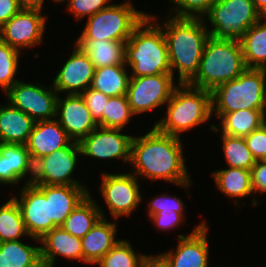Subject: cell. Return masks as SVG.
<instances>
[{
	"label": "cell",
	"instance_id": "1",
	"mask_svg": "<svg viewBox=\"0 0 266 267\" xmlns=\"http://www.w3.org/2000/svg\"><path fill=\"white\" fill-rule=\"evenodd\" d=\"M181 139L159 132L154 126L148 133L133 137L130 163L134 175L150 180H166L189 190L190 175L183 156Z\"/></svg>",
	"mask_w": 266,
	"mask_h": 267
},
{
	"label": "cell",
	"instance_id": "3",
	"mask_svg": "<svg viewBox=\"0 0 266 267\" xmlns=\"http://www.w3.org/2000/svg\"><path fill=\"white\" fill-rule=\"evenodd\" d=\"M155 17L147 14L126 42L125 65L131 67L130 77L171 73L167 43Z\"/></svg>",
	"mask_w": 266,
	"mask_h": 267
},
{
	"label": "cell",
	"instance_id": "46",
	"mask_svg": "<svg viewBox=\"0 0 266 267\" xmlns=\"http://www.w3.org/2000/svg\"><path fill=\"white\" fill-rule=\"evenodd\" d=\"M142 267H165L164 264L156 257L151 256Z\"/></svg>",
	"mask_w": 266,
	"mask_h": 267
},
{
	"label": "cell",
	"instance_id": "8",
	"mask_svg": "<svg viewBox=\"0 0 266 267\" xmlns=\"http://www.w3.org/2000/svg\"><path fill=\"white\" fill-rule=\"evenodd\" d=\"M215 39L240 40L262 15L252 0H217L206 15Z\"/></svg>",
	"mask_w": 266,
	"mask_h": 267
},
{
	"label": "cell",
	"instance_id": "24",
	"mask_svg": "<svg viewBox=\"0 0 266 267\" xmlns=\"http://www.w3.org/2000/svg\"><path fill=\"white\" fill-rule=\"evenodd\" d=\"M35 121L9 102L0 105V143L26 144Z\"/></svg>",
	"mask_w": 266,
	"mask_h": 267
},
{
	"label": "cell",
	"instance_id": "14",
	"mask_svg": "<svg viewBox=\"0 0 266 267\" xmlns=\"http://www.w3.org/2000/svg\"><path fill=\"white\" fill-rule=\"evenodd\" d=\"M207 222H201L187 236H178L176 250L155 255L165 267H209Z\"/></svg>",
	"mask_w": 266,
	"mask_h": 267
},
{
	"label": "cell",
	"instance_id": "22",
	"mask_svg": "<svg viewBox=\"0 0 266 267\" xmlns=\"http://www.w3.org/2000/svg\"><path fill=\"white\" fill-rule=\"evenodd\" d=\"M33 165L26 145L0 143V184L19 183L29 173L33 177Z\"/></svg>",
	"mask_w": 266,
	"mask_h": 267
},
{
	"label": "cell",
	"instance_id": "27",
	"mask_svg": "<svg viewBox=\"0 0 266 267\" xmlns=\"http://www.w3.org/2000/svg\"><path fill=\"white\" fill-rule=\"evenodd\" d=\"M266 110H238L226 113L220 118L222 134L234 137H246L263 126Z\"/></svg>",
	"mask_w": 266,
	"mask_h": 267
},
{
	"label": "cell",
	"instance_id": "38",
	"mask_svg": "<svg viewBox=\"0 0 266 267\" xmlns=\"http://www.w3.org/2000/svg\"><path fill=\"white\" fill-rule=\"evenodd\" d=\"M184 205L182 200L176 196L161 194L148 203L147 215L150 217L157 213H184Z\"/></svg>",
	"mask_w": 266,
	"mask_h": 267
},
{
	"label": "cell",
	"instance_id": "15",
	"mask_svg": "<svg viewBox=\"0 0 266 267\" xmlns=\"http://www.w3.org/2000/svg\"><path fill=\"white\" fill-rule=\"evenodd\" d=\"M122 129L97 126L80 142L81 155L98 159H131V144L134 136L121 134Z\"/></svg>",
	"mask_w": 266,
	"mask_h": 267
},
{
	"label": "cell",
	"instance_id": "43",
	"mask_svg": "<svg viewBox=\"0 0 266 267\" xmlns=\"http://www.w3.org/2000/svg\"><path fill=\"white\" fill-rule=\"evenodd\" d=\"M252 188L255 193L266 192V160H257L251 168Z\"/></svg>",
	"mask_w": 266,
	"mask_h": 267
},
{
	"label": "cell",
	"instance_id": "32",
	"mask_svg": "<svg viewBox=\"0 0 266 267\" xmlns=\"http://www.w3.org/2000/svg\"><path fill=\"white\" fill-rule=\"evenodd\" d=\"M27 235L20 206L11 197L4 205L0 206V243L16 241Z\"/></svg>",
	"mask_w": 266,
	"mask_h": 267
},
{
	"label": "cell",
	"instance_id": "20",
	"mask_svg": "<svg viewBox=\"0 0 266 267\" xmlns=\"http://www.w3.org/2000/svg\"><path fill=\"white\" fill-rule=\"evenodd\" d=\"M49 200L50 218L61 226L70 213L90 193L86 186L74 185H35Z\"/></svg>",
	"mask_w": 266,
	"mask_h": 267
},
{
	"label": "cell",
	"instance_id": "16",
	"mask_svg": "<svg viewBox=\"0 0 266 267\" xmlns=\"http://www.w3.org/2000/svg\"><path fill=\"white\" fill-rule=\"evenodd\" d=\"M13 198L20 206L28 236L34 241L57 227L50 218L49 200L34 184H25L19 200L16 195Z\"/></svg>",
	"mask_w": 266,
	"mask_h": 267
},
{
	"label": "cell",
	"instance_id": "2",
	"mask_svg": "<svg viewBox=\"0 0 266 267\" xmlns=\"http://www.w3.org/2000/svg\"><path fill=\"white\" fill-rule=\"evenodd\" d=\"M169 20V21H168ZM161 25L167 43L171 74L178 70V83L188 84L199 69L210 33L205 19L171 17Z\"/></svg>",
	"mask_w": 266,
	"mask_h": 267
},
{
	"label": "cell",
	"instance_id": "12",
	"mask_svg": "<svg viewBox=\"0 0 266 267\" xmlns=\"http://www.w3.org/2000/svg\"><path fill=\"white\" fill-rule=\"evenodd\" d=\"M101 195L113 218L130 216L142 200L138 178L133 173H102Z\"/></svg>",
	"mask_w": 266,
	"mask_h": 267
},
{
	"label": "cell",
	"instance_id": "13",
	"mask_svg": "<svg viewBox=\"0 0 266 267\" xmlns=\"http://www.w3.org/2000/svg\"><path fill=\"white\" fill-rule=\"evenodd\" d=\"M40 12L22 8L0 27V40L19 51L42 43L47 18Z\"/></svg>",
	"mask_w": 266,
	"mask_h": 267
},
{
	"label": "cell",
	"instance_id": "28",
	"mask_svg": "<svg viewBox=\"0 0 266 267\" xmlns=\"http://www.w3.org/2000/svg\"><path fill=\"white\" fill-rule=\"evenodd\" d=\"M98 205L89 194L70 213L61 227L76 237H84L101 217L105 218L103 210Z\"/></svg>",
	"mask_w": 266,
	"mask_h": 267
},
{
	"label": "cell",
	"instance_id": "40",
	"mask_svg": "<svg viewBox=\"0 0 266 267\" xmlns=\"http://www.w3.org/2000/svg\"><path fill=\"white\" fill-rule=\"evenodd\" d=\"M81 96L84 98L93 119L98 123L103 118V112L110 97L91 87L87 88Z\"/></svg>",
	"mask_w": 266,
	"mask_h": 267
},
{
	"label": "cell",
	"instance_id": "49",
	"mask_svg": "<svg viewBox=\"0 0 266 267\" xmlns=\"http://www.w3.org/2000/svg\"><path fill=\"white\" fill-rule=\"evenodd\" d=\"M53 1L63 3L64 1H67V0H53Z\"/></svg>",
	"mask_w": 266,
	"mask_h": 267
},
{
	"label": "cell",
	"instance_id": "44",
	"mask_svg": "<svg viewBox=\"0 0 266 267\" xmlns=\"http://www.w3.org/2000/svg\"><path fill=\"white\" fill-rule=\"evenodd\" d=\"M21 9L18 0H0V27Z\"/></svg>",
	"mask_w": 266,
	"mask_h": 267
},
{
	"label": "cell",
	"instance_id": "34",
	"mask_svg": "<svg viewBox=\"0 0 266 267\" xmlns=\"http://www.w3.org/2000/svg\"><path fill=\"white\" fill-rule=\"evenodd\" d=\"M223 151L228 167L251 170L256 160L247 147L244 137L222 134Z\"/></svg>",
	"mask_w": 266,
	"mask_h": 267
},
{
	"label": "cell",
	"instance_id": "6",
	"mask_svg": "<svg viewBox=\"0 0 266 267\" xmlns=\"http://www.w3.org/2000/svg\"><path fill=\"white\" fill-rule=\"evenodd\" d=\"M212 115L218 120L238 110H266V69H246L212 92Z\"/></svg>",
	"mask_w": 266,
	"mask_h": 267
},
{
	"label": "cell",
	"instance_id": "21",
	"mask_svg": "<svg viewBox=\"0 0 266 267\" xmlns=\"http://www.w3.org/2000/svg\"><path fill=\"white\" fill-rule=\"evenodd\" d=\"M39 240V243L43 244L40 246L41 261L52 267L55 265L57 255L83 262L81 238L70 234L61 226L53 228Z\"/></svg>",
	"mask_w": 266,
	"mask_h": 267
},
{
	"label": "cell",
	"instance_id": "18",
	"mask_svg": "<svg viewBox=\"0 0 266 267\" xmlns=\"http://www.w3.org/2000/svg\"><path fill=\"white\" fill-rule=\"evenodd\" d=\"M69 59L56 74L53 80V88L67 94H82L91 86L95 74V66L87 54L76 43Z\"/></svg>",
	"mask_w": 266,
	"mask_h": 267
},
{
	"label": "cell",
	"instance_id": "9",
	"mask_svg": "<svg viewBox=\"0 0 266 267\" xmlns=\"http://www.w3.org/2000/svg\"><path fill=\"white\" fill-rule=\"evenodd\" d=\"M81 154L79 142L71 141L66 147L46 155L33 165V177L26 184L85 186L71 177Z\"/></svg>",
	"mask_w": 266,
	"mask_h": 267
},
{
	"label": "cell",
	"instance_id": "33",
	"mask_svg": "<svg viewBox=\"0 0 266 267\" xmlns=\"http://www.w3.org/2000/svg\"><path fill=\"white\" fill-rule=\"evenodd\" d=\"M133 249L128 240H119L96 264L98 267H142L151 256L138 255Z\"/></svg>",
	"mask_w": 266,
	"mask_h": 267
},
{
	"label": "cell",
	"instance_id": "47",
	"mask_svg": "<svg viewBox=\"0 0 266 267\" xmlns=\"http://www.w3.org/2000/svg\"><path fill=\"white\" fill-rule=\"evenodd\" d=\"M257 11L262 15V17H266V0H252Z\"/></svg>",
	"mask_w": 266,
	"mask_h": 267
},
{
	"label": "cell",
	"instance_id": "37",
	"mask_svg": "<svg viewBox=\"0 0 266 267\" xmlns=\"http://www.w3.org/2000/svg\"><path fill=\"white\" fill-rule=\"evenodd\" d=\"M176 7L171 16L175 18L202 19L217 0H170ZM175 15V16H174ZM205 15V16H203Z\"/></svg>",
	"mask_w": 266,
	"mask_h": 267
},
{
	"label": "cell",
	"instance_id": "31",
	"mask_svg": "<svg viewBox=\"0 0 266 267\" xmlns=\"http://www.w3.org/2000/svg\"><path fill=\"white\" fill-rule=\"evenodd\" d=\"M41 262L40 246L16 241L0 243V267H35Z\"/></svg>",
	"mask_w": 266,
	"mask_h": 267
},
{
	"label": "cell",
	"instance_id": "5",
	"mask_svg": "<svg viewBox=\"0 0 266 267\" xmlns=\"http://www.w3.org/2000/svg\"><path fill=\"white\" fill-rule=\"evenodd\" d=\"M246 69L239 40L215 39L210 36L198 72L188 84L212 92L217 86L236 79Z\"/></svg>",
	"mask_w": 266,
	"mask_h": 267
},
{
	"label": "cell",
	"instance_id": "29",
	"mask_svg": "<svg viewBox=\"0 0 266 267\" xmlns=\"http://www.w3.org/2000/svg\"><path fill=\"white\" fill-rule=\"evenodd\" d=\"M218 190L230 198H241L254 193L251 170L227 167L212 173Z\"/></svg>",
	"mask_w": 266,
	"mask_h": 267
},
{
	"label": "cell",
	"instance_id": "11",
	"mask_svg": "<svg viewBox=\"0 0 266 267\" xmlns=\"http://www.w3.org/2000/svg\"><path fill=\"white\" fill-rule=\"evenodd\" d=\"M59 93L51 86L17 81L7 92V102L26 113L35 122L56 118Z\"/></svg>",
	"mask_w": 266,
	"mask_h": 267
},
{
	"label": "cell",
	"instance_id": "7",
	"mask_svg": "<svg viewBox=\"0 0 266 267\" xmlns=\"http://www.w3.org/2000/svg\"><path fill=\"white\" fill-rule=\"evenodd\" d=\"M146 15L147 13L136 10L130 0L122 4H111L87 19L77 39L127 42Z\"/></svg>",
	"mask_w": 266,
	"mask_h": 267
},
{
	"label": "cell",
	"instance_id": "4",
	"mask_svg": "<svg viewBox=\"0 0 266 267\" xmlns=\"http://www.w3.org/2000/svg\"><path fill=\"white\" fill-rule=\"evenodd\" d=\"M167 104L166 116L154 127L161 133L180 137L179 134L212 118V93L189 84H176Z\"/></svg>",
	"mask_w": 266,
	"mask_h": 267
},
{
	"label": "cell",
	"instance_id": "42",
	"mask_svg": "<svg viewBox=\"0 0 266 267\" xmlns=\"http://www.w3.org/2000/svg\"><path fill=\"white\" fill-rule=\"evenodd\" d=\"M151 222L155 224L156 228L160 230H171L175 227H179L181 222L185 219L184 213H157L149 217Z\"/></svg>",
	"mask_w": 266,
	"mask_h": 267
},
{
	"label": "cell",
	"instance_id": "30",
	"mask_svg": "<svg viewBox=\"0 0 266 267\" xmlns=\"http://www.w3.org/2000/svg\"><path fill=\"white\" fill-rule=\"evenodd\" d=\"M126 67L116 65L96 68L90 87L109 97L126 95L130 79Z\"/></svg>",
	"mask_w": 266,
	"mask_h": 267
},
{
	"label": "cell",
	"instance_id": "26",
	"mask_svg": "<svg viewBox=\"0 0 266 267\" xmlns=\"http://www.w3.org/2000/svg\"><path fill=\"white\" fill-rule=\"evenodd\" d=\"M239 41L246 67L266 69V17L250 27Z\"/></svg>",
	"mask_w": 266,
	"mask_h": 267
},
{
	"label": "cell",
	"instance_id": "17",
	"mask_svg": "<svg viewBox=\"0 0 266 267\" xmlns=\"http://www.w3.org/2000/svg\"><path fill=\"white\" fill-rule=\"evenodd\" d=\"M55 119L75 142H80L98 126L81 94H66L63 100L58 96Z\"/></svg>",
	"mask_w": 266,
	"mask_h": 267
},
{
	"label": "cell",
	"instance_id": "41",
	"mask_svg": "<svg viewBox=\"0 0 266 267\" xmlns=\"http://www.w3.org/2000/svg\"><path fill=\"white\" fill-rule=\"evenodd\" d=\"M255 160H266V119L262 127L244 137Z\"/></svg>",
	"mask_w": 266,
	"mask_h": 267
},
{
	"label": "cell",
	"instance_id": "35",
	"mask_svg": "<svg viewBox=\"0 0 266 267\" xmlns=\"http://www.w3.org/2000/svg\"><path fill=\"white\" fill-rule=\"evenodd\" d=\"M134 114L131 111L127 95L110 97L98 126L112 129H123Z\"/></svg>",
	"mask_w": 266,
	"mask_h": 267
},
{
	"label": "cell",
	"instance_id": "39",
	"mask_svg": "<svg viewBox=\"0 0 266 267\" xmlns=\"http://www.w3.org/2000/svg\"><path fill=\"white\" fill-rule=\"evenodd\" d=\"M67 10L73 13L75 18L78 20L88 16L91 17L92 15L96 14L97 12L101 11L109 7L111 4L109 3L111 0H67Z\"/></svg>",
	"mask_w": 266,
	"mask_h": 267
},
{
	"label": "cell",
	"instance_id": "25",
	"mask_svg": "<svg viewBox=\"0 0 266 267\" xmlns=\"http://www.w3.org/2000/svg\"><path fill=\"white\" fill-rule=\"evenodd\" d=\"M76 44L87 54L95 68L125 65L126 42L77 39Z\"/></svg>",
	"mask_w": 266,
	"mask_h": 267
},
{
	"label": "cell",
	"instance_id": "19",
	"mask_svg": "<svg viewBox=\"0 0 266 267\" xmlns=\"http://www.w3.org/2000/svg\"><path fill=\"white\" fill-rule=\"evenodd\" d=\"M72 140L55 119L36 121L28 137L26 148L32 162L66 147Z\"/></svg>",
	"mask_w": 266,
	"mask_h": 267
},
{
	"label": "cell",
	"instance_id": "10",
	"mask_svg": "<svg viewBox=\"0 0 266 267\" xmlns=\"http://www.w3.org/2000/svg\"><path fill=\"white\" fill-rule=\"evenodd\" d=\"M171 73L130 77L127 98L134 115L166 105L176 85Z\"/></svg>",
	"mask_w": 266,
	"mask_h": 267
},
{
	"label": "cell",
	"instance_id": "45",
	"mask_svg": "<svg viewBox=\"0 0 266 267\" xmlns=\"http://www.w3.org/2000/svg\"><path fill=\"white\" fill-rule=\"evenodd\" d=\"M18 3L22 8L41 10L44 0H18Z\"/></svg>",
	"mask_w": 266,
	"mask_h": 267
},
{
	"label": "cell",
	"instance_id": "23",
	"mask_svg": "<svg viewBox=\"0 0 266 267\" xmlns=\"http://www.w3.org/2000/svg\"><path fill=\"white\" fill-rule=\"evenodd\" d=\"M116 227L115 222H108L107 218L101 217L81 238L83 263L96 265L118 243L120 239H115Z\"/></svg>",
	"mask_w": 266,
	"mask_h": 267
},
{
	"label": "cell",
	"instance_id": "48",
	"mask_svg": "<svg viewBox=\"0 0 266 267\" xmlns=\"http://www.w3.org/2000/svg\"><path fill=\"white\" fill-rule=\"evenodd\" d=\"M35 267H52L46 262L41 261L39 264H37Z\"/></svg>",
	"mask_w": 266,
	"mask_h": 267
},
{
	"label": "cell",
	"instance_id": "36",
	"mask_svg": "<svg viewBox=\"0 0 266 267\" xmlns=\"http://www.w3.org/2000/svg\"><path fill=\"white\" fill-rule=\"evenodd\" d=\"M20 52L0 40V86L6 92L18 81L14 77L18 69Z\"/></svg>",
	"mask_w": 266,
	"mask_h": 267
}]
</instances>
